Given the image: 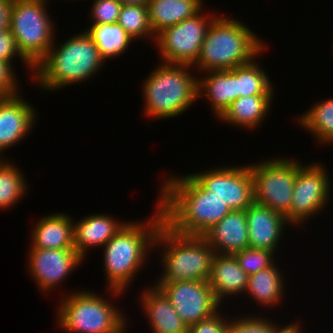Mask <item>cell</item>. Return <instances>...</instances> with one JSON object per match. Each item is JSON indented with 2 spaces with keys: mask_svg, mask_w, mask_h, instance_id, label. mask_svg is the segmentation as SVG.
I'll list each match as a JSON object with an SVG mask.
<instances>
[{
  "mask_svg": "<svg viewBox=\"0 0 333 333\" xmlns=\"http://www.w3.org/2000/svg\"><path fill=\"white\" fill-rule=\"evenodd\" d=\"M154 247L163 253V272L156 282L208 281L215 251L202 236L177 234L162 223Z\"/></svg>",
  "mask_w": 333,
  "mask_h": 333,
  "instance_id": "cell-6",
  "label": "cell"
},
{
  "mask_svg": "<svg viewBox=\"0 0 333 333\" xmlns=\"http://www.w3.org/2000/svg\"><path fill=\"white\" fill-rule=\"evenodd\" d=\"M214 167L191 174L207 191L224 201L231 210H246L253 201V181L249 164Z\"/></svg>",
  "mask_w": 333,
  "mask_h": 333,
  "instance_id": "cell-13",
  "label": "cell"
},
{
  "mask_svg": "<svg viewBox=\"0 0 333 333\" xmlns=\"http://www.w3.org/2000/svg\"><path fill=\"white\" fill-rule=\"evenodd\" d=\"M249 248L276 253L282 233L286 229L285 216L267 206L253 202L246 210ZM276 251V252H275Z\"/></svg>",
  "mask_w": 333,
  "mask_h": 333,
  "instance_id": "cell-16",
  "label": "cell"
},
{
  "mask_svg": "<svg viewBox=\"0 0 333 333\" xmlns=\"http://www.w3.org/2000/svg\"><path fill=\"white\" fill-rule=\"evenodd\" d=\"M66 213H51L38 219L31 230L29 248L63 249L73 246V217Z\"/></svg>",
  "mask_w": 333,
  "mask_h": 333,
  "instance_id": "cell-22",
  "label": "cell"
},
{
  "mask_svg": "<svg viewBox=\"0 0 333 333\" xmlns=\"http://www.w3.org/2000/svg\"><path fill=\"white\" fill-rule=\"evenodd\" d=\"M266 71L255 60L238 66V93L240 97L274 95L273 84Z\"/></svg>",
  "mask_w": 333,
  "mask_h": 333,
  "instance_id": "cell-29",
  "label": "cell"
},
{
  "mask_svg": "<svg viewBox=\"0 0 333 333\" xmlns=\"http://www.w3.org/2000/svg\"><path fill=\"white\" fill-rule=\"evenodd\" d=\"M21 172L8 159L0 162V211L10 209L28 193V184Z\"/></svg>",
  "mask_w": 333,
  "mask_h": 333,
  "instance_id": "cell-28",
  "label": "cell"
},
{
  "mask_svg": "<svg viewBox=\"0 0 333 333\" xmlns=\"http://www.w3.org/2000/svg\"><path fill=\"white\" fill-rule=\"evenodd\" d=\"M202 237L215 254L234 255L249 248V234L245 210H231Z\"/></svg>",
  "mask_w": 333,
  "mask_h": 333,
  "instance_id": "cell-17",
  "label": "cell"
},
{
  "mask_svg": "<svg viewBox=\"0 0 333 333\" xmlns=\"http://www.w3.org/2000/svg\"><path fill=\"white\" fill-rule=\"evenodd\" d=\"M33 104L26 102L21 93L0 96V155L23 141L38 117ZM29 132V133H28ZM8 148V149H7Z\"/></svg>",
  "mask_w": 333,
  "mask_h": 333,
  "instance_id": "cell-15",
  "label": "cell"
},
{
  "mask_svg": "<svg viewBox=\"0 0 333 333\" xmlns=\"http://www.w3.org/2000/svg\"><path fill=\"white\" fill-rule=\"evenodd\" d=\"M274 252L265 249L245 248L234 254L241 269L248 275L271 267L276 261ZM275 257V258H274Z\"/></svg>",
  "mask_w": 333,
  "mask_h": 333,
  "instance_id": "cell-32",
  "label": "cell"
},
{
  "mask_svg": "<svg viewBox=\"0 0 333 333\" xmlns=\"http://www.w3.org/2000/svg\"><path fill=\"white\" fill-rule=\"evenodd\" d=\"M248 279L249 275L240 268L234 255L215 254L208 283L220 304L228 296L245 294Z\"/></svg>",
  "mask_w": 333,
  "mask_h": 333,
  "instance_id": "cell-21",
  "label": "cell"
},
{
  "mask_svg": "<svg viewBox=\"0 0 333 333\" xmlns=\"http://www.w3.org/2000/svg\"><path fill=\"white\" fill-rule=\"evenodd\" d=\"M203 3V0H150L148 14L154 35L195 16L203 9Z\"/></svg>",
  "mask_w": 333,
  "mask_h": 333,
  "instance_id": "cell-24",
  "label": "cell"
},
{
  "mask_svg": "<svg viewBox=\"0 0 333 333\" xmlns=\"http://www.w3.org/2000/svg\"><path fill=\"white\" fill-rule=\"evenodd\" d=\"M203 11L202 9L195 16L167 27L156 35L154 47L159 49L163 63L192 66L196 63L207 30L218 16Z\"/></svg>",
  "mask_w": 333,
  "mask_h": 333,
  "instance_id": "cell-10",
  "label": "cell"
},
{
  "mask_svg": "<svg viewBox=\"0 0 333 333\" xmlns=\"http://www.w3.org/2000/svg\"><path fill=\"white\" fill-rule=\"evenodd\" d=\"M4 158L0 155V162L3 160Z\"/></svg>",
  "mask_w": 333,
  "mask_h": 333,
  "instance_id": "cell-40",
  "label": "cell"
},
{
  "mask_svg": "<svg viewBox=\"0 0 333 333\" xmlns=\"http://www.w3.org/2000/svg\"><path fill=\"white\" fill-rule=\"evenodd\" d=\"M47 7L44 0H13L10 9V31L19 52L33 67L56 43V27Z\"/></svg>",
  "mask_w": 333,
  "mask_h": 333,
  "instance_id": "cell-8",
  "label": "cell"
},
{
  "mask_svg": "<svg viewBox=\"0 0 333 333\" xmlns=\"http://www.w3.org/2000/svg\"><path fill=\"white\" fill-rule=\"evenodd\" d=\"M206 74L201 75V74ZM198 77V98L205 97L217 119L240 97L238 93V66L230 70L206 71ZM204 76V77H203ZM210 101V102H209Z\"/></svg>",
  "mask_w": 333,
  "mask_h": 333,
  "instance_id": "cell-19",
  "label": "cell"
},
{
  "mask_svg": "<svg viewBox=\"0 0 333 333\" xmlns=\"http://www.w3.org/2000/svg\"><path fill=\"white\" fill-rule=\"evenodd\" d=\"M91 6L90 25L116 23L122 8L118 0H93Z\"/></svg>",
  "mask_w": 333,
  "mask_h": 333,
  "instance_id": "cell-33",
  "label": "cell"
},
{
  "mask_svg": "<svg viewBox=\"0 0 333 333\" xmlns=\"http://www.w3.org/2000/svg\"><path fill=\"white\" fill-rule=\"evenodd\" d=\"M28 249V271L40 291L44 293L58 288L84 260L74 248Z\"/></svg>",
  "mask_w": 333,
  "mask_h": 333,
  "instance_id": "cell-14",
  "label": "cell"
},
{
  "mask_svg": "<svg viewBox=\"0 0 333 333\" xmlns=\"http://www.w3.org/2000/svg\"><path fill=\"white\" fill-rule=\"evenodd\" d=\"M240 318H233L228 324V333H284L293 323L282 327L266 317L248 315Z\"/></svg>",
  "mask_w": 333,
  "mask_h": 333,
  "instance_id": "cell-31",
  "label": "cell"
},
{
  "mask_svg": "<svg viewBox=\"0 0 333 333\" xmlns=\"http://www.w3.org/2000/svg\"><path fill=\"white\" fill-rule=\"evenodd\" d=\"M88 35L96 44L100 55L107 61L119 58L134 41L126 31L116 22L111 24L89 25L85 28Z\"/></svg>",
  "mask_w": 333,
  "mask_h": 333,
  "instance_id": "cell-26",
  "label": "cell"
},
{
  "mask_svg": "<svg viewBox=\"0 0 333 333\" xmlns=\"http://www.w3.org/2000/svg\"><path fill=\"white\" fill-rule=\"evenodd\" d=\"M117 23L135 41H141L142 38L155 41L156 36L149 22L148 6L123 5Z\"/></svg>",
  "mask_w": 333,
  "mask_h": 333,
  "instance_id": "cell-30",
  "label": "cell"
},
{
  "mask_svg": "<svg viewBox=\"0 0 333 333\" xmlns=\"http://www.w3.org/2000/svg\"><path fill=\"white\" fill-rule=\"evenodd\" d=\"M12 2L13 0H0V31L9 28Z\"/></svg>",
  "mask_w": 333,
  "mask_h": 333,
  "instance_id": "cell-37",
  "label": "cell"
},
{
  "mask_svg": "<svg viewBox=\"0 0 333 333\" xmlns=\"http://www.w3.org/2000/svg\"><path fill=\"white\" fill-rule=\"evenodd\" d=\"M13 65L0 60V96H12L20 93L19 81Z\"/></svg>",
  "mask_w": 333,
  "mask_h": 333,
  "instance_id": "cell-36",
  "label": "cell"
},
{
  "mask_svg": "<svg viewBox=\"0 0 333 333\" xmlns=\"http://www.w3.org/2000/svg\"><path fill=\"white\" fill-rule=\"evenodd\" d=\"M160 63L142 85L144 114L152 120L179 116L198 100L192 65Z\"/></svg>",
  "mask_w": 333,
  "mask_h": 333,
  "instance_id": "cell-5",
  "label": "cell"
},
{
  "mask_svg": "<svg viewBox=\"0 0 333 333\" xmlns=\"http://www.w3.org/2000/svg\"><path fill=\"white\" fill-rule=\"evenodd\" d=\"M140 297L142 311L147 315L152 333H188V326L155 285L145 289Z\"/></svg>",
  "mask_w": 333,
  "mask_h": 333,
  "instance_id": "cell-20",
  "label": "cell"
},
{
  "mask_svg": "<svg viewBox=\"0 0 333 333\" xmlns=\"http://www.w3.org/2000/svg\"><path fill=\"white\" fill-rule=\"evenodd\" d=\"M228 17L219 15L210 24L199 58L193 65L198 74L233 69L249 63L267 50L266 43L245 23Z\"/></svg>",
  "mask_w": 333,
  "mask_h": 333,
  "instance_id": "cell-4",
  "label": "cell"
},
{
  "mask_svg": "<svg viewBox=\"0 0 333 333\" xmlns=\"http://www.w3.org/2000/svg\"><path fill=\"white\" fill-rule=\"evenodd\" d=\"M274 263L271 267L262 269L257 273L249 275L248 285L245 293H248L254 301L261 306L271 307L278 306L284 299L283 273ZM284 283V284H283Z\"/></svg>",
  "mask_w": 333,
  "mask_h": 333,
  "instance_id": "cell-25",
  "label": "cell"
},
{
  "mask_svg": "<svg viewBox=\"0 0 333 333\" xmlns=\"http://www.w3.org/2000/svg\"><path fill=\"white\" fill-rule=\"evenodd\" d=\"M275 95H253L239 97L218 118L220 121L244 130H252L263 124L270 113L271 101ZM269 112V113H268ZM264 120V121H263ZM252 129V130H251Z\"/></svg>",
  "mask_w": 333,
  "mask_h": 333,
  "instance_id": "cell-23",
  "label": "cell"
},
{
  "mask_svg": "<svg viewBox=\"0 0 333 333\" xmlns=\"http://www.w3.org/2000/svg\"><path fill=\"white\" fill-rule=\"evenodd\" d=\"M163 180L157 205L162 211L163 223L177 234L202 236L231 211L191 174H170Z\"/></svg>",
  "mask_w": 333,
  "mask_h": 333,
  "instance_id": "cell-1",
  "label": "cell"
},
{
  "mask_svg": "<svg viewBox=\"0 0 333 333\" xmlns=\"http://www.w3.org/2000/svg\"><path fill=\"white\" fill-rule=\"evenodd\" d=\"M106 61L85 31L71 36L62 44L53 45L34 66V83L42 90L57 91L75 83L93 79ZM93 76V77H91Z\"/></svg>",
  "mask_w": 333,
  "mask_h": 333,
  "instance_id": "cell-3",
  "label": "cell"
},
{
  "mask_svg": "<svg viewBox=\"0 0 333 333\" xmlns=\"http://www.w3.org/2000/svg\"><path fill=\"white\" fill-rule=\"evenodd\" d=\"M109 214H90L77 222L73 220V246L85 259L89 248L104 246L127 222Z\"/></svg>",
  "mask_w": 333,
  "mask_h": 333,
  "instance_id": "cell-18",
  "label": "cell"
},
{
  "mask_svg": "<svg viewBox=\"0 0 333 333\" xmlns=\"http://www.w3.org/2000/svg\"><path fill=\"white\" fill-rule=\"evenodd\" d=\"M312 107V108H311ZM301 116L298 123L305 128L319 144H333V97L313 104Z\"/></svg>",
  "mask_w": 333,
  "mask_h": 333,
  "instance_id": "cell-27",
  "label": "cell"
},
{
  "mask_svg": "<svg viewBox=\"0 0 333 333\" xmlns=\"http://www.w3.org/2000/svg\"><path fill=\"white\" fill-rule=\"evenodd\" d=\"M154 285L188 327L221 311L222 305L216 300L208 281L155 282Z\"/></svg>",
  "mask_w": 333,
  "mask_h": 333,
  "instance_id": "cell-12",
  "label": "cell"
},
{
  "mask_svg": "<svg viewBox=\"0 0 333 333\" xmlns=\"http://www.w3.org/2000/svg\"><path fill=\"white\" fill-rule=\"evenodd\" d=\"M324 166L317 162L308 165L298 162L290 206V225L293 227L308 222L329 203L331 180Z\"/></svg>",
  "mask_w": 333,
  "mask_h": 333,
  "instance_id": "cell-11",
  "label": "cell"
},
{
  "mask_svg": "<svg viewBox=\"0 0 333 333\" xmlns=\"http://www.w3.org/2000/svg\"><path fill=\"white\" fill-rule=\"evenodd\" d=\"M154 211L155 214L153 213V216L145 222L133 220L127 222L102 247L104 248L103 270L110 297L124 295L130 282L135 281V276L146 263L148 254L151 255L156 233L163 223V214L158 205Z\"/></svg>",
  "mask_w": 333,
  "mask_h": 333,
  "instance_id": "cell-2",
  "label": "cell"
},
{
  "mask_svg": "<svg viewBox=\"0 0 333 333\" xmlns=\"http://www.w3.org/2000/svg\"><path fill=\"white\" fill-rule=\"evenodd\" d=\"M20 58L23 64L28 67L30 72L34 71V67L21 55L19 52L16 41L10 28H6L0 31V60L4 62H8L11 65L13 62V58Z\"/></svg>",
  "mask_w": 333,
  "mask_h": 333,
  "instance_id": "cell-34",
  "label": "cell"
},
{
  "mask_svg": "<svg viewBox=\"0 0 333 333\" xmlns=\"http://www.w3.org/2000/svg\"><path fill=\"white\" fill-rule=\"evenodd\" d=\"M298 321L294 322L284 333H302V327Z\"/></svg>",
  "mask_w": 333,
  "mask_h": 333,
  "instance_id": "cell-39",
  "label": "cell"
},
{
  "mask_svg": "<svg viewBox=\"0 0 333 333\" xmlns=\"http://www.w3.org/2000/svg\"><path fill=\"white\" fill-rule=\"evenodd\" d=\"M122 5L148 6L150 0H118Z\"/></svg>",
  "mask_w": 333,
  "mask_h": 333,
  "instance_id": "cell-38",
  "label": "cell"
},
{
  "mask_svg": "<svg viewBox=\"0 0 333 333\" xmlns=\"http://www.w3.org/2000/svg\"><path fill=\"white\" fill-rule=\"evenodd\" d=\"M71 292L63 295L57 307L58 328L70 333L126 332V315L115 303L91 290Z\"/></svg>",
  "mask_w": 333,
  "mask_h": 333,
  "instance_id": "cell-7",
  "label": "cell"
},
{
  "mask_svg": "<svg viewBox=\"0 0 333 333\" xmlns=\"http://www.w3.org/2000/svg\"><path fill=\"white\" fill-rule=\"evenodd\" d=\"M276 157L250 164L253 201L285 216L290 225V206L298 159Z\"/></svg>",
  "mask_w": 333,
  "mask_h": 333,
  "instance_id": "cell-9",
  "label": "cell"
},
{
  "mask_svg": "<svg viewBox=\"0 0 333 333\" xmlns=\"http://www.w3.org/2000/svg\"><path fill=\"white\" fill-rule=\"evenodd\" d=\"M217 311L211 317L188 327V333H228L230 319ZM227 318V319H226Z\"/></svg>",
  "mask_w": 333,
  "mask_h": 333,
  "instance_id": "cell-35",
  "label": "cell"
}]
</instances>
